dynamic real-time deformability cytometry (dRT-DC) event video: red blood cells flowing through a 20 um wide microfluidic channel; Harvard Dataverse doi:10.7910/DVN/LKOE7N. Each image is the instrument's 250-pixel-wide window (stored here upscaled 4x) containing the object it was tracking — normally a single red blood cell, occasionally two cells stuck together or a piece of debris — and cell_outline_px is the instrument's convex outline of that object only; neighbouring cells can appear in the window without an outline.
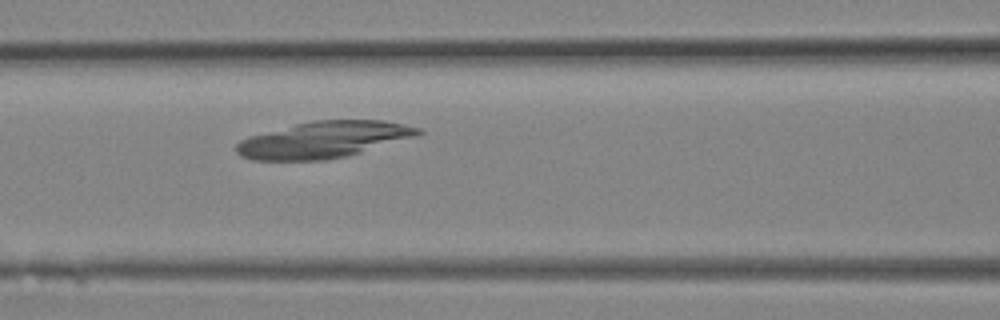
{"species": "Egyptian fruit bat (a non-hibernating species)", "species_latin": "Rousettus aegyptiacus", "temperature_condition": "room temperature", "stored_images_in_passage": 5, "camera_frame_rate_fps": 3000, "um_per_image_px": 0.085, "animal": {"sex": "female"}, "frame": {"image": 1, "passage_image": 5, "time_ms": 1.333, "image_size_px": [1000, 320], "cell_outline_px": [[424, 132], [416, 136], [348, 156], [328, 160], [252, 160], [240, 156], [236, 152], [236, 144], [240, 140], [248, 136], [312, 120], [384, 120], [420, 128]], "centroid_in_image_um": [27.49, 11.88], "position_along_channel_um": 139.1, "area_um2": 38.61}}